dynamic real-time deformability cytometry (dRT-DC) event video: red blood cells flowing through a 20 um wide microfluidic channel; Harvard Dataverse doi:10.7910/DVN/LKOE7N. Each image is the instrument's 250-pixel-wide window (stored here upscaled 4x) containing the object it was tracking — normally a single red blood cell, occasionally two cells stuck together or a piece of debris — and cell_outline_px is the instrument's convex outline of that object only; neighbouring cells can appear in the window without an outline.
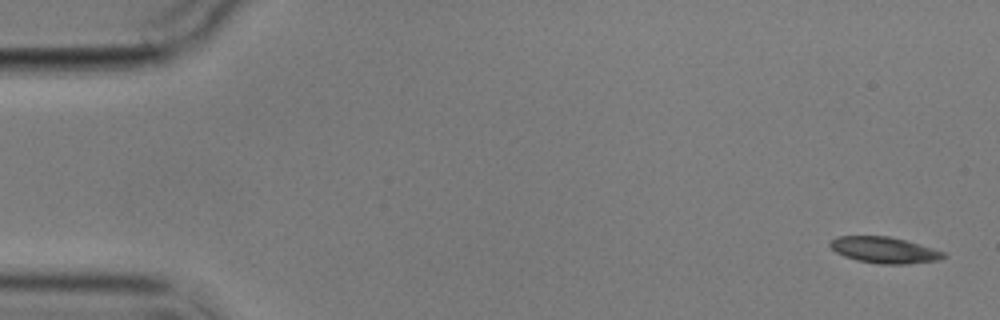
{"species": "common noctule bat (a hibernating species)", "species_latin": "Nyctalus noctula", "temperature_condition": "cold", "stored_images_in_passage": 2, "camera_frame_rate_fps": 3000, "um_per_image_px": 0.085, "animal": {"sex": "male", "body_mass_g": 17.9}, "frame": {"image": 1, "passage_image": 2, "time_ms": 1.333, "image_size_px": [1000, 320], "cell_outline_px": [[948, 256], [940, 260], [904, 264], [880, 264], [856, 260], [844, 256], [836, 252], [828, 244], [836, 236], [888, 236], [904, 240], [948, 252]], "centroid_in_image_um": [75.21, 21.26], "position_along_channel_um": 9.8, "area_um2": 17.4}}